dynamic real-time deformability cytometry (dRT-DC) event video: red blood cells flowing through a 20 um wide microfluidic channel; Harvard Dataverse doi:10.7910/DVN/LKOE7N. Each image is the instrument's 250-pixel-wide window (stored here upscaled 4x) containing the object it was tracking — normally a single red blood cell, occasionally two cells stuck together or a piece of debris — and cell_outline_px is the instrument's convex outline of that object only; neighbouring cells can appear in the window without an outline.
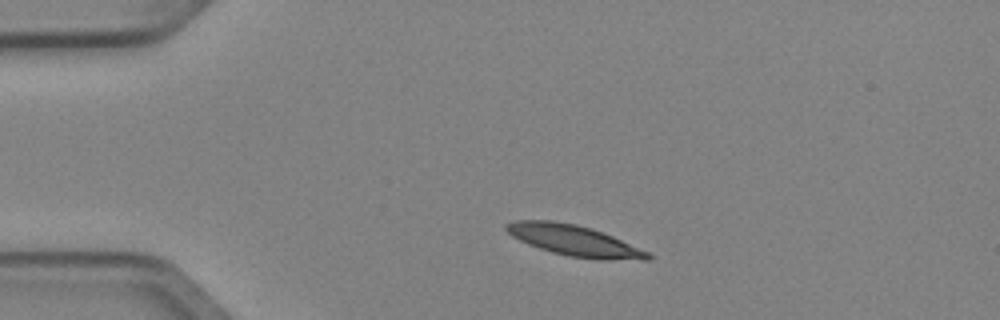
{"species": "Egyptian fruit bat (a non-hibernating species)", "species_latin": "Rousettus aegyptiacus", "temperature_condition": "cold", "stored_images_in_passage": 2, "camera_frame_rate_fps": 3000, "um_per_image_px": 0.085, "animal": {"sex": "female"}, "frame": {"image": 1, "passage_image": 1, "time_ms": 0.0, "image_size_px": [1000, 320], "cell_outline_px": [[652, 260], [600, 260], [568, 256], [552, 252], [528, 244], [512, 236], [504, 228], [504, 224], [516, 220], [552, 220], [576, 224], [592, 228], [612, 236], [648, 252], [652, 256]], "centroid_in_image_um": [48.81, 20.45], "position_along_channel_um": 36.2, "area_um2": 25.43}}